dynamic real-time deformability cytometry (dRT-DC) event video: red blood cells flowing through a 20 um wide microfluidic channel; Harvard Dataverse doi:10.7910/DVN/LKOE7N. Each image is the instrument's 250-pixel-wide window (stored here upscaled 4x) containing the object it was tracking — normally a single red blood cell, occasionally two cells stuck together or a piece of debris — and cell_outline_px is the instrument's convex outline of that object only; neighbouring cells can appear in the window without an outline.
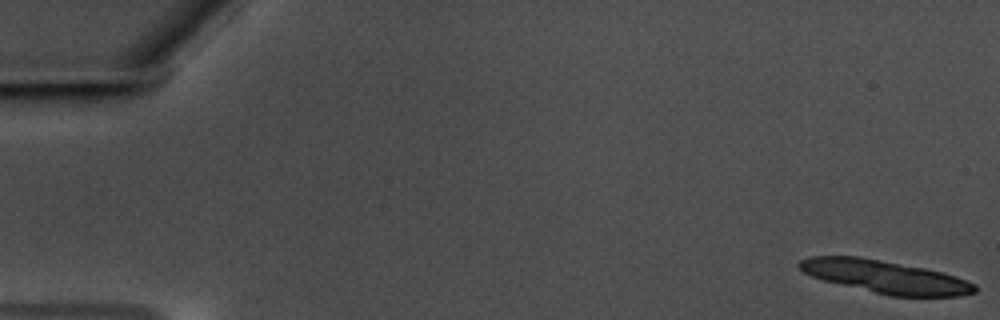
{"species": "common noctule bat (a hibernating species)", "species_latin": "Nyctalus noctula", "temperature_condition": "warm", "stored_images_in_passage": 15, "camera_frame_rate_fps": 3000, "um_per_image_px": 0.085, "animal": {"sex": "male", "body_mass_g": 17.5, "forearm_length_mm": 52.3}, "frame": {"image": 1, "passage_image": 1, "time_ms": 0.0, "image_size_px": [1000, 320], "cell_outline_px": [[976, 292], [956, 296], [888, 296], [824, 280], [812, 276], [804, 272], [796, 264], [800, 260], [808, 256], [860, 256], [924, 268], [956, 276], [976, 284]], "centroid_in_image_um": [75.22, 23.52], "position_along_channel_um": 9.8, "area_um2": 33.35}}